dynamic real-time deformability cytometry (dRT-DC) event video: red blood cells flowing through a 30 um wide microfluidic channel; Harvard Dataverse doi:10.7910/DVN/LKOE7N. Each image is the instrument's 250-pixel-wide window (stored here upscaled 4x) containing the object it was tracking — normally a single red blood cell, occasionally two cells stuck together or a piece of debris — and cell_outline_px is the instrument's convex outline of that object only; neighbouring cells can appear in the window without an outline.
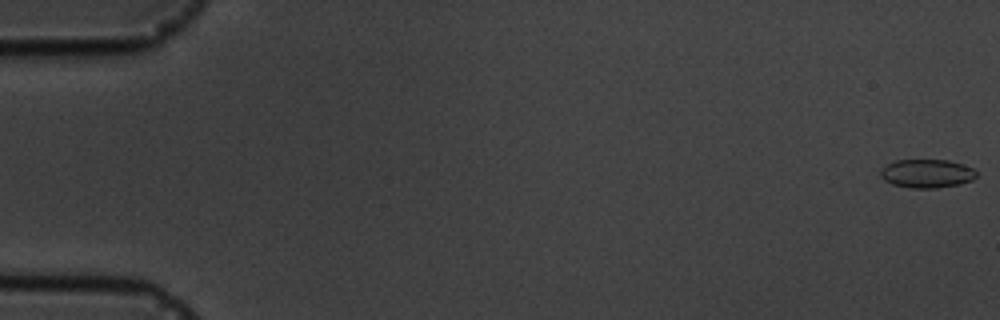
{"species": "common noctule bat (a hibernating species)", "species_latin": "Nyctalus noctula", "temperature_condition": "cold", "stored_images_in_passage": 6, "camera_frame_rate_fps": 3000, "um_per_image_px": 0.085, "animal": {"sex": "male", "body_mass_g": 19.5, "forearm_length_mm": 54.6}, "frame": {"image": 1, "passage_image": 1, "time_ms": 0.0, "image_size_px": [1000, 320], "cell_outline_px": [[976, 176], [972, 180], [960, 184], [936, 188], [908, 188], [892, 184], [884, 180], [880, 176], [880, 168], [896, 160], [948, 160], [964, 164], [972, 168], [976, 172]], "centroid_in_image_um": [78.76, 14.75], "position_along_channel_um": 6.2, "area_um2": 16.07}}
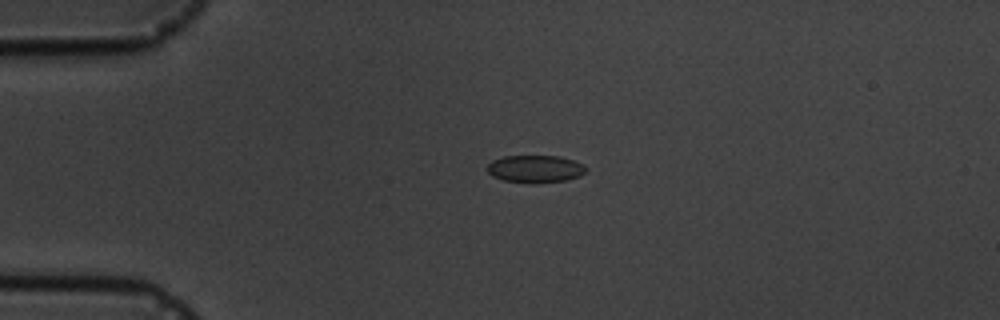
{"frame": {"image": 2, "passage_image": 5, "time_ms": 4.333, "image_size_px": [1000, 320], "cell_outline_px": [[588, 168], [580, 176], [564, 180], [532, 184], [504, 180], [492, 176], [488, 172], [488, 164], [492, 160], [504, 156], [560, 156], [584, 164]], "centroid_in_image_um": [45.5, 14.36], "position_along_channel_um": 39.5, "area_um2": 15.84}}